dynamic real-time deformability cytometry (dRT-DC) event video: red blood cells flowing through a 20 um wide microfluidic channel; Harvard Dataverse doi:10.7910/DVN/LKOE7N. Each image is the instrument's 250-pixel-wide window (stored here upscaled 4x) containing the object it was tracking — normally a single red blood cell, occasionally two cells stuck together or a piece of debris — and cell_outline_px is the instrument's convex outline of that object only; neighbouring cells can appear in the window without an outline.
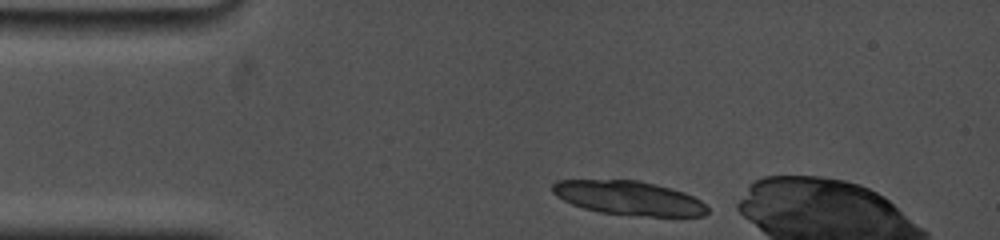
{"species": "common noctule bat (a hibernating species)", "species_latin": "Nyctalus noctula", "temperature_condition": "cold", "stored_images_in_passage": 2, "camera_frame_rate_fps": 5000, "um_per_image_px": 0.085, "animal": {"sex": "female", "body_mass_g": 19.0, "forearm_length_mm": 53.3}, "frame": {"image": 1, "passage_image": 1, "time_ms": 0.0, "image_size_px": [1000, 240], "cell_outline_px": [[708, 212], [704, 216], [648, 216], [600, 212], [584, 208], [572, 204], [556, 196], [552, 192], [552, 184], [556, 180], [640, 180], [672, 188], [684, 192], [700, 200], [708, 208]], "centroid_in_image_um": [53.45, 16.82], "position_along_channel_um": 31.5, "area_um2": 30.69}}